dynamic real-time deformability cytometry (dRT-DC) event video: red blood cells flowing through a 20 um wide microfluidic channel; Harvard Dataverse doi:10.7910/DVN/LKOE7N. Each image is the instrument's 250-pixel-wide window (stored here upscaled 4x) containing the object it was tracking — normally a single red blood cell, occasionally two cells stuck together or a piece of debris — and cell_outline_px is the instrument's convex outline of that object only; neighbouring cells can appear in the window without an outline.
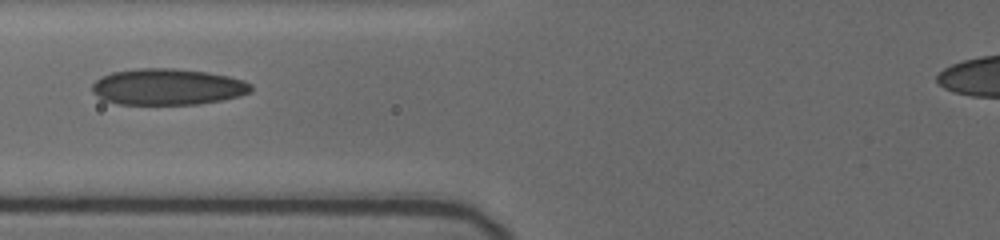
{"species": "human", "species_latin": "Homo sapiens", "temperature_condition": "cold", "stored_images_in_passage": 6, "camera_frame_rate_fps": 3000, "um_per_image_px": 0.085, "donor": {"sex": "female"}, "frame": {"image": 1, "passage_image": 5, "time_ms": 3.0, "image_size_px": [1000, 240], "cell_outline_px": [[252, 92], [240, 96], [200, 104], [120, 104], [104, 100], [96, 96], [92, 92], [92, 84], [96, 80], [112, 72], [136, 68], [172, 68], [208, 72], [228, 76], [244, 80], [252, 84]], "centroid_in_image_um": [14.26, 7.38], "position_along_channel_um": 111.5, "area_um2": 33.7}}